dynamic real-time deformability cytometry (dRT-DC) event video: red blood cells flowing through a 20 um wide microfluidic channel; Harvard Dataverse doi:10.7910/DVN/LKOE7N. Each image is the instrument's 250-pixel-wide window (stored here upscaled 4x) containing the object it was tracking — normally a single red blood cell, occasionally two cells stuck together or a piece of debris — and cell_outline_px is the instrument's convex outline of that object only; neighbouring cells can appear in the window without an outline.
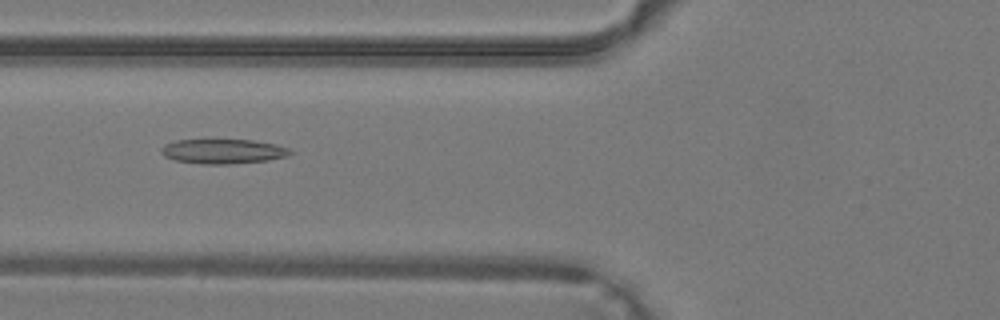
{"species": "common noctule bat (a hibernating species)", "species_latin": "Nyctalus noctula", "temperature_condition": "warm", "stored_images_in_passage": 30, "camera_frame_rate_fps": 3000, "um_per_image_px": 0.085, "animal": {"sex": "male", "body_mass_g": 19.2, "forearm_length_mm": 51.8}, "frame": {"image": 1, "passage_image": 5, "time_ms": 1.333, "image_size_px": [1000, 320], "cell_outline_px": [[292, 152], [288, 156], [268, 160], [228, 164], [204, 164], [176, 160], [164, 156], [160, 152], [160, 148], [164, 144], [176, 140], [252, 140], [276, 144], [288, 148]], "centroid_in_image_um": [18.94, 12.86], "position_along_channel_um": 106.9, "area_um2": 18.44}}
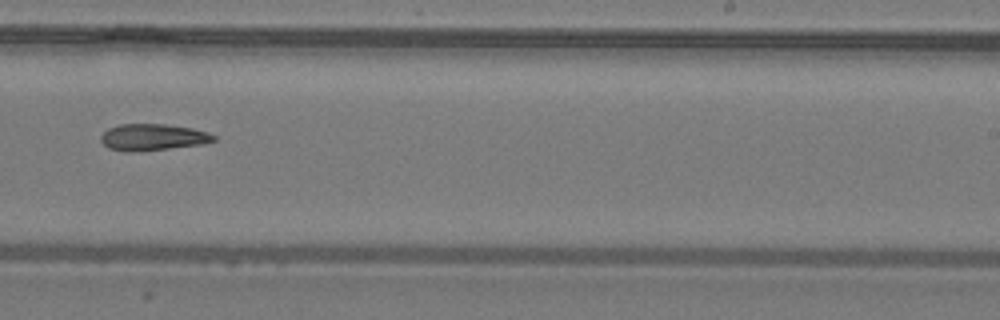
{"frame": {"image": 2, "passage_image": 15, "time_ms": 4.667, "image_size_px": [1000, 320], "cell_outline_px": [[216, 140], [204, 144], [140, 152], [128, 152], [108, 148], [100, 140], [100, 136], [108, 128], [120, 124], [164, 124], [192, 128], [208, 132], [216, 136]], "centroid_in_image_um": [12.99, 11.67], "position_along_channel_um": 276.0, "area_um2": 17.69}}
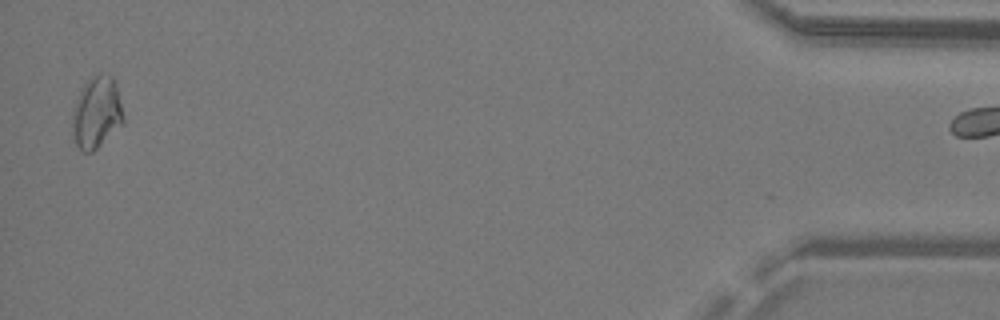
{"frame": {"image": 3, "passage_image": 29, "time_ms": 9.333, "image_size_px": [1000, 320], "cell_outline_px": [[124, 124], [92, 152], [84, 152], [76, 144], [72, 132], [72, 112], [80, 92], [84, 84], [92, 76], [112, 76], [116, 84], [124, 116]], "centroid_in_image_um": [8.22, 9.61], "position_along_channel_um": 427.0, "area_um2": 21.1}}